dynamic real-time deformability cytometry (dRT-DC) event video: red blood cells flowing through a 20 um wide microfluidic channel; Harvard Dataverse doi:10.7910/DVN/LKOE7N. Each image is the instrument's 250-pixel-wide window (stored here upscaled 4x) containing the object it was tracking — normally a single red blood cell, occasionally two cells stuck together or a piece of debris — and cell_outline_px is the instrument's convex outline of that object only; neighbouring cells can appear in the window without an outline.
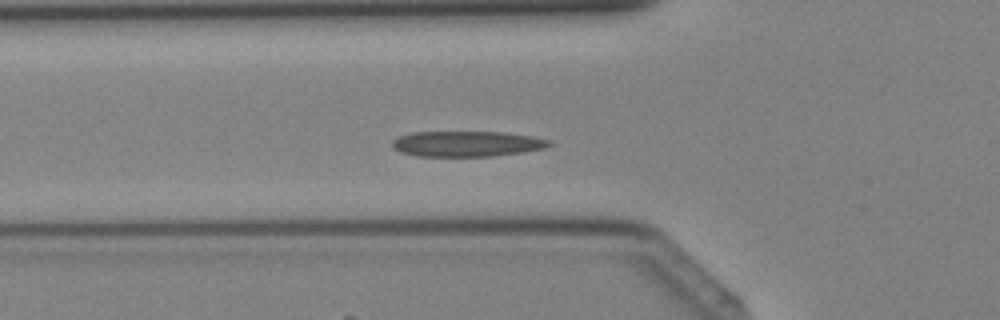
{"species": "Egyptian fruit bat (a non-hibernating species)", "species_latin": "Rousettus aegyptiacus", "temperature_condition": "cold", "stored_images_in_passage": 34, "camera_frame_rate_fps": 3000, "um_per_image_px": 0.085, "animal": {"sex": "female"}, "frame": {"image": 1, "passage_image": 8, "time_ms": 2.333, "image_size_px": [1000, 320], "cell_outline_px": [[552, 144], [544, 148], [524, 152], [492, 156], [416, 156], [400, 152], [392, 148], [392, 140], [400, 136], [412, 132], [500, 132], [528, 136], [548, 140]], "centroid_in_image_um": [39.62, 12.23], "position_along_channel_um": 86.2, "area_um2": 23.18}}
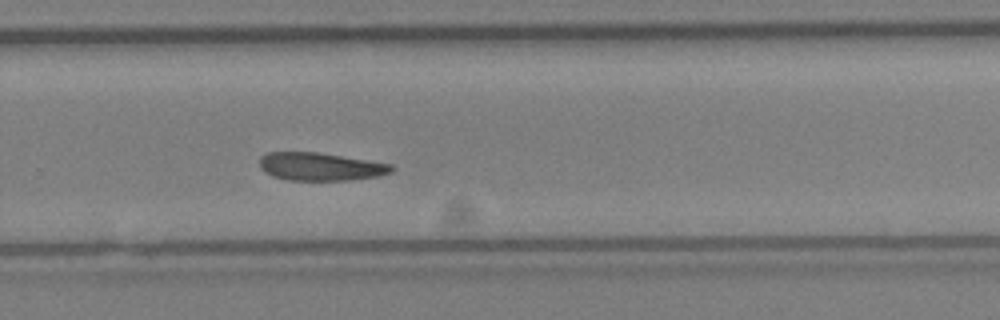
{"frame": {"image": 2, "passage_image": 21, "time_ms": 6.667, "image_size_px": [1000, 320], "cell_outline_px": [[396, 168], [392, 172], [376, 176], [348, 180], [288, 180], [272, 176], [260, 168], [260, 156], [268, 152], [316, 152], [392, 164]], "centroid_in_image_um": [27.22, 14.16], "position_along_channel_um": 302.6, "area_um2": 21.39}}
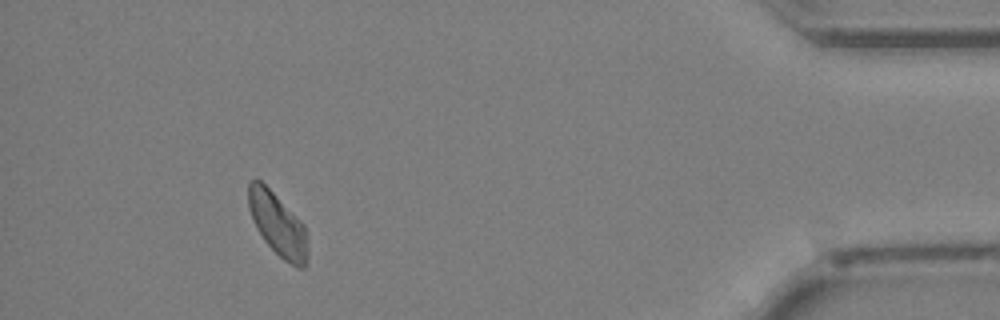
{"frame": {"image": 3, "passage_image": 31, "time_ms": 10.0, "image_size_px": [1000, 320], "cell_outline_px": [[308, 252], [304, 268], [296, 268], [284, 260], [264, 240], [256, 228], [248, 208], [248, 184], [252, 180], [260, 180], [304, 224], [308, 248]], "centroid_in_image_um": [23.61, 19.1], "position_along_channel_um": 411.6, "area_um2": 21.44}}